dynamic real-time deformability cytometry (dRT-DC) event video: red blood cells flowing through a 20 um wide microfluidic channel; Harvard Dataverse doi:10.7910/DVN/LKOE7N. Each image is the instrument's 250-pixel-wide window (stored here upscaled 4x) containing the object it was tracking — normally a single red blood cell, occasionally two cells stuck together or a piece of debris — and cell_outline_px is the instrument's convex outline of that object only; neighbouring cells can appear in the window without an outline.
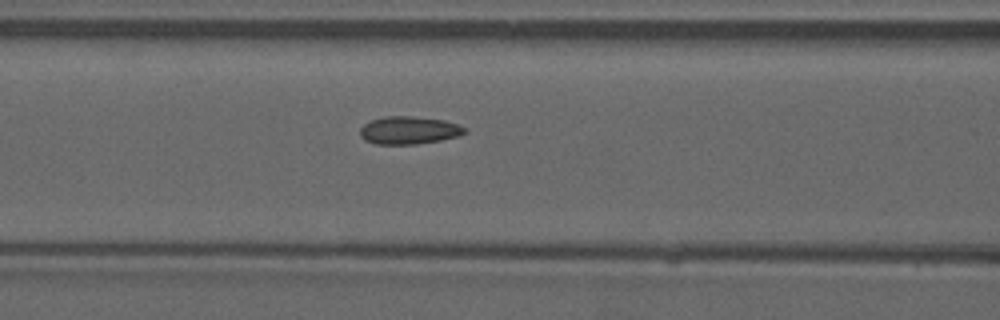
{"species": "common noctule bat (a hibernating species)", "species_latin": "Nyctalus noctula", "temperature_condition": "warm", "stored_images_in_passage": 26, "camera_frame_rate_fps": 3000, "um_per_image_px": 0.085, "animal": {"sex": "male", "forearm_length_mm": 52.5}, "frame": {"image": 1, "passage_image": 22, "time_ms": 7.0, "image_size_px": [1000, 320], "cell_outline_px": [[468, 132], [460, 136], [440, 140], [416, 144], [376, 144], [364, 140], [360, 136], [360, 128], [364, 124], [372, 120], [384, 116], [412, 116], [444, 120], [456, 124], [464, 128]], "centroid_in_image_um": [34.75, 11.07], "position_along_channel_um": 131.9, "area_um2": 16.94}}
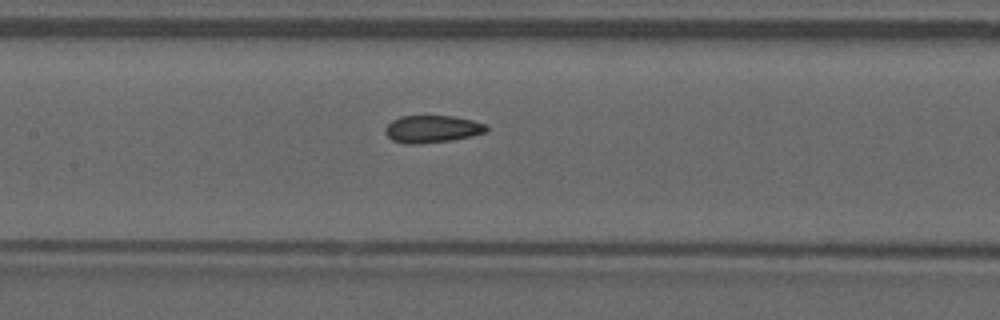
{"frame": {"image": 2, "passage_image": 25, "time_ms": 8.0, "image_size_px": [1000, 320], "cell_outline_px": [[488, 132], [472, 136], [452, 140], [416, 144], [408, 144], [392, 140], [384, 132], [384, 128], [392, 120], [400, 116], [452, 116], [472, 120], [488, 124]], "centroid_in_image_um": [36.76, 10.96], "position_along_channel_um": 170.6, "area_um2": 16.24}}